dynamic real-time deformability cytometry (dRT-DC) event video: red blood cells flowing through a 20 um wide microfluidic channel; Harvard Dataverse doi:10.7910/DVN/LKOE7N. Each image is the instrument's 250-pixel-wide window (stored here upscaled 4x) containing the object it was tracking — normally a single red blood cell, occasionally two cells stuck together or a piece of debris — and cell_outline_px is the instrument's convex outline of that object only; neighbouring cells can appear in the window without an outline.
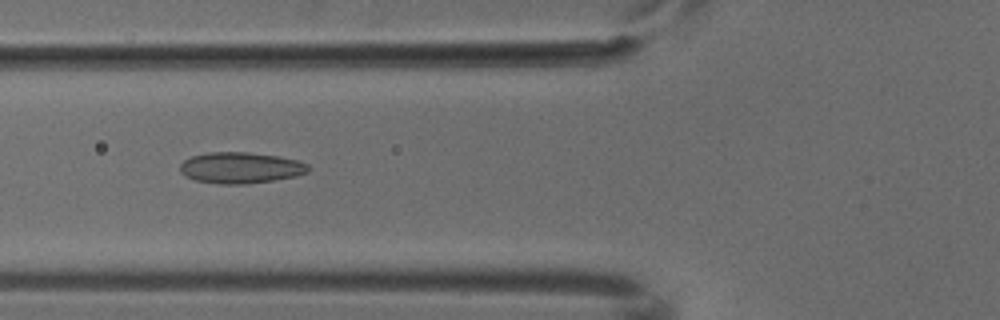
{"species": "common noctule bat (a hibernating species)", "species_latin": "Nyctalus noctula", "temperature_condition": "cold", "stored_images_in_passage": 8, "camera_frame_rate_fps": 3000, "um_per_image_px": 0.085, "animal": {"sex": "male", "body_mass_g": 18.8}, "frame": {"image": 1, "passage_image": 5, "time_ms": 1.333, "image_size_px": [1000, 320], "cell_outline_px": [[308, 172], [296, 176], [248, 184], [220, 184], [196, 180], [184, 176], [180, 172], [180, 164], [184, 160], [192, 156], [208, 152], [248, 152], [276, 156], [296, 160], [308, 164]], "centroid_in_image_um": [20.41, 14.26], "position_along_channel_um": 105.4, "area_um2": 23.18}}
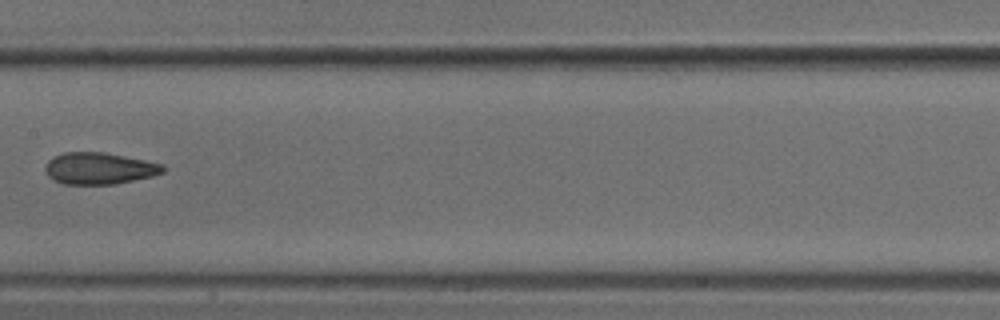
{"frame": {"image": 2, "passage_image": 7, "time_ms": 2.0, "image_size_px": [1000, 320], "cell_outline_px": [[164, 172], [152, 176], [112, 184], [64, 184], [52, 180], [44, 172], [44, 168], [48, 160], [52, 156], [64, 152], [104, 152], [164, 164]], "centroid_in_image_um": [8.38, 14.31], "position_along_channel_um": 199.0, "area_um2": 21.79}}
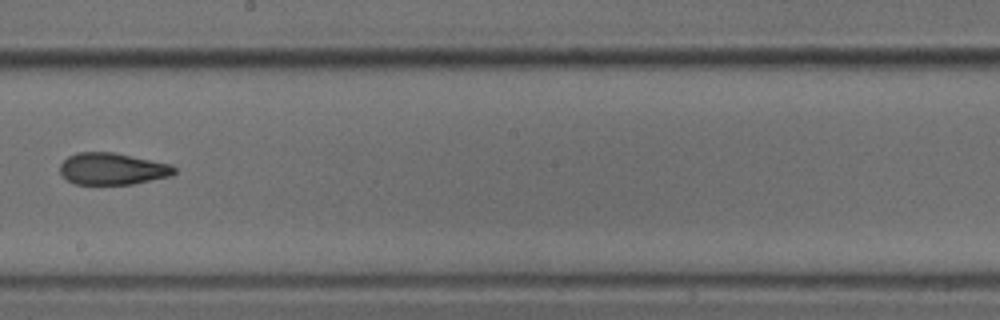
{"frame": {"image": 3, "passage_image": 8, "time_ms": 2.333, "image_size_px": [1000, 320], "cell_outline_px": [[176, 172], [168, 176], [132, 184], [76, 184], [68, 180], [60, 172], [60, 164], [68, 156], [76, 152], [112, 152], [168, 164], [176, 168]], "centroid_in_image_um": [9.5, 14.35], "position_along_channel_um": 238.7, "area_um2": 20.81}}